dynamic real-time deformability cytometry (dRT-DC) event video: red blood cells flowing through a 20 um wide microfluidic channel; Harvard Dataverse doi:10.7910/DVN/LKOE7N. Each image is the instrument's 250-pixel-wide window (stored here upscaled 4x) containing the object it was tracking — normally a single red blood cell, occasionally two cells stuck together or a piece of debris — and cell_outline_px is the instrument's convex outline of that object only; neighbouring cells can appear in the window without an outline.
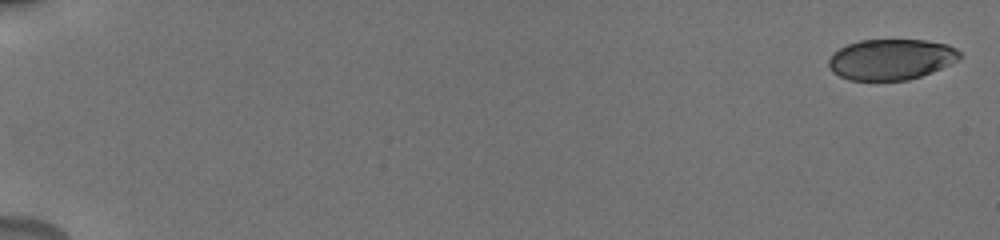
{"species": "human", "species_latin": "Homo sapiens", "temperature_condition": "cold", "stored_images_in_passage": 32, "camera_frame_rate_fps": 3000, "um_per_image_px": 0.085, "donor": {"sex": "male"}, "frame": {"image": 1, "passage_image": 1, "time_ms": 0.0, "image_size_px": [1000, 240], "cell_outline_px": [[964, 56], [960, 60], [932, 72], [908, 80], [848, 80], [832, 72], [828, 68], [828, 60], [832, 52], [848, 44], [860, 40], [924, 40], [948, 44], [956, 48]], "centroid_in_image_um": [75.75, 5.04], "position_along_channel_um": 9.2, "area_um2": 31.44}}
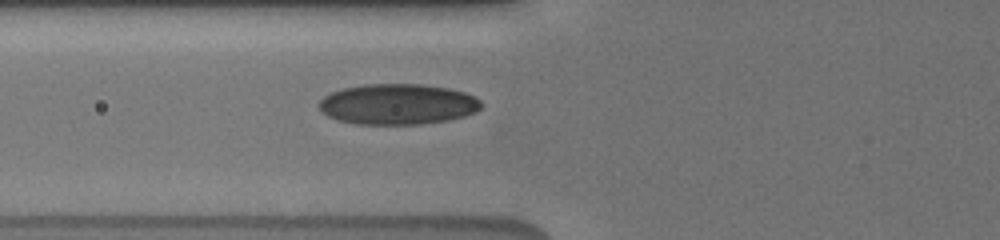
{"frame": {"image": 2, "passage_image": 16, "time_ms": 7.333, "image_size_px": [1000, 240], "cell_outline_px": [[484, 104], [476, 112], [464, 116], [448, 120], [420, 124], [356, 124], [336, 120], [320, 112], [320, 100], [324, 96], [332, 92], [344, 88], [368, 84], [420, 84], [448, 88], [464, 92], [480, 100]], "centroid_in_image_um": [33.81, 8.86], "position_along_channel_um": 92.0, "area_um2": 38.44}}
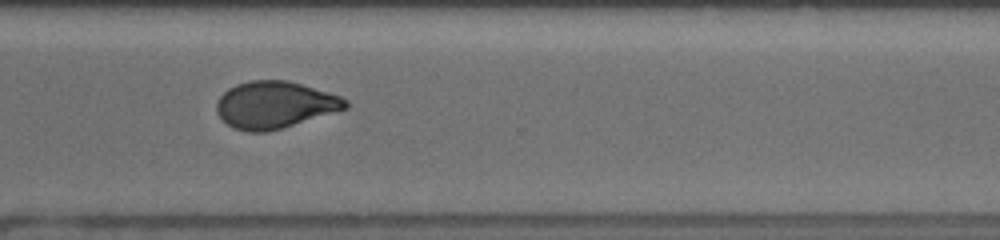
{"frame": {"image": 3, "passage_image": 31, "time_ms": 14.0, "image_size_px": [1000, 240], "cell_outline_px": [[348, 108], [280, 128], [264, 132], [248, 132], [236, 128], [228, 124], [216, 112], [216, 104], [220, 96], [228, 88], [236, 84], [252, 80], [288, 80], [328, 92], [340, 96], [348, 100]], "centroid_in_image_um": [23.35, 8.89], "position_along_channel_um": 347.3, "area_um2": 34.91}}